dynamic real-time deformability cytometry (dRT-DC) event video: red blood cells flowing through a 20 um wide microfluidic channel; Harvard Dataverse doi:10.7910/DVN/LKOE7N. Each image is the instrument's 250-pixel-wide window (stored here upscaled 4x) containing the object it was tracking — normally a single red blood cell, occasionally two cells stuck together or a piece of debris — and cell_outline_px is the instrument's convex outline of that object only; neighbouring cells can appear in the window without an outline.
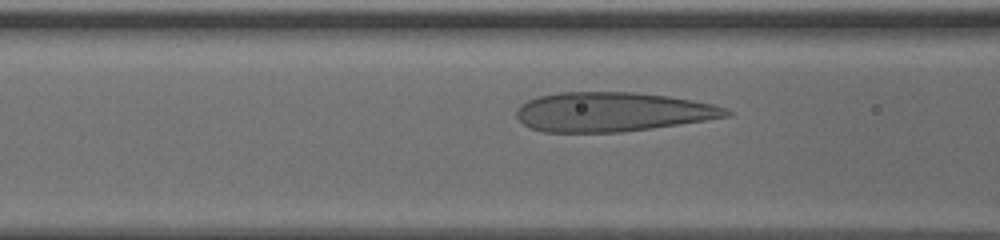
{"species": "human", "species_latin": "Homo sapiens", "temperature_condition": "cold", "stored_images_in_passage": 29, "camera_frame_rate_fps": 3000, "um_per_image_px": 0.085, "donor": {"sex": "male"}, "frame": {"image": 1, "passage_image": 5, "time_ms": 1.333, "image_size_px": [1000, 240], "cell_outline_px": [[732, 116], [680, 124], [652, 128], [620, 132], [544, 132], [532, 128], [524, 124], [516, 116], [516, 112], [520, 104], [536, 96], [560, 92], [632, 92], [668, 96], [692, 100], [712, 104], [728, 108], [732, 112]], "centroid_in_image_um": [52.06, 9.51], "position_along_channel_um": 114.5, "area_um2": 48.15}}
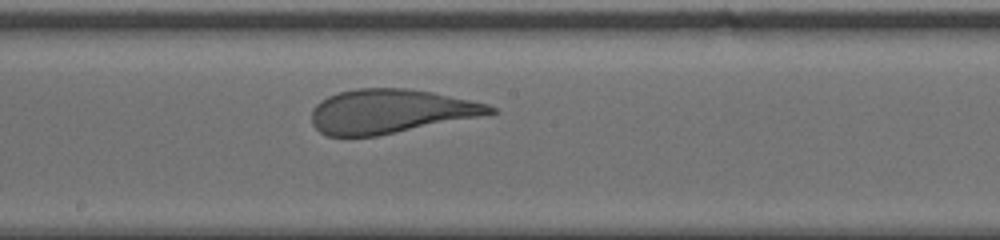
{"frame": {"image": 2, "passage_image": 13, "time_ms": 4.0, "image_size_px": [1000, 240], "cell_outline_px": [[496, 112], [376, 136], [328, 136], [320, 132], [312, 124], [312, 108], [320, 100], [328, 96], [340, 92], [356, 88], [404, 88], [432, 92], [488, 104], [496, 108]], "centroid_in_image_um": [33.09, 9.45], "position_along_channel_um": 215.1, "area_um2": 45.08}}
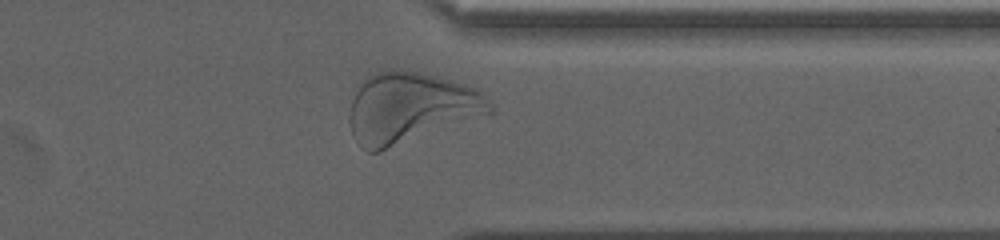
{"frame": {"image": 3, "passage_image": 26, "time_ms": 8.333, "image_size_px": [1000, 240], "cell_outline_px": [[492, 112], [380, 152], [368, 152], [352, 136], [348, 116], [352, 100], [364, 76], [372, 72], [384, 68], [408, 68], [424, 72], [452, 80], [476, 88], [492, 104]], "centroid_in_image_um": [34.82, 9.11], "position_along_channel_um": 376.6, "area_um2": 58.26}, "authors_computed_cell_mechanics": {"area_um2": 47.0492, "velocity_mm_per_s": 3.7659, "shape_relaxation_time_tau1_ms": 4.3703, "shape_relaxation_time_tau2_ms": null, "deformation_change_tau1": 0.1738, "deformation_change_tau2": null}}